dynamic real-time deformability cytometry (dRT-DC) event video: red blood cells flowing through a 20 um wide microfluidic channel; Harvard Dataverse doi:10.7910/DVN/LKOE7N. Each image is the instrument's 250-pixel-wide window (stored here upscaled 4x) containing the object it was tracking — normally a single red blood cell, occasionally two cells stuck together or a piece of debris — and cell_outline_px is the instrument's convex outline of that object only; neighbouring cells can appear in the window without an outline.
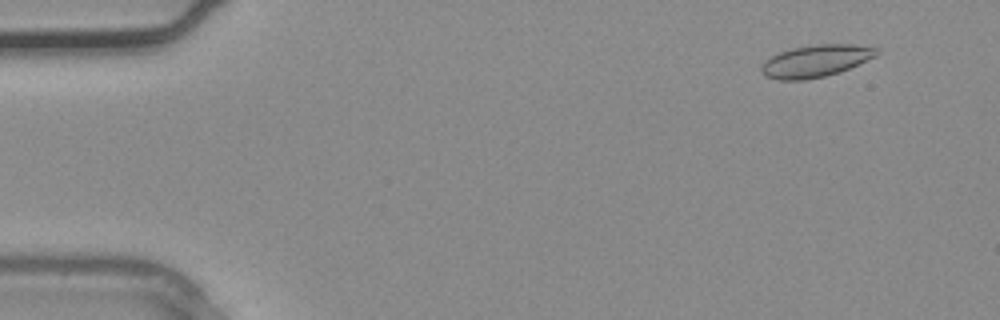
{"species": "common noctule bat (a hibernating species)", "species_latin": "Nyctalus noctula", "temperature_condition": "warm", "stored_images_in_passage": 3, "camera_frame_rate_fps": 3000, "um_per_image_px": 0.085, "animal": {"sex": "male", "body_mass_g": 20.4}, "frame": {"image": 1, "passage_image": 1, "time_ms": 0.0, "image_size_px": [1000, 320], "cell_outline_px": [[880, 52], [876, 56], [840, 72], [824, 76], [804, 80], [776, 80], [764, 76], [760, 68], [772, 56], [780, 52], [792, 48], [812, 44], [852, 44], [880, 48]], "centroid_in_image_um": [69.36, 5.18], "position_along_channel_um": 15.6, "area_um2": 21.56}}
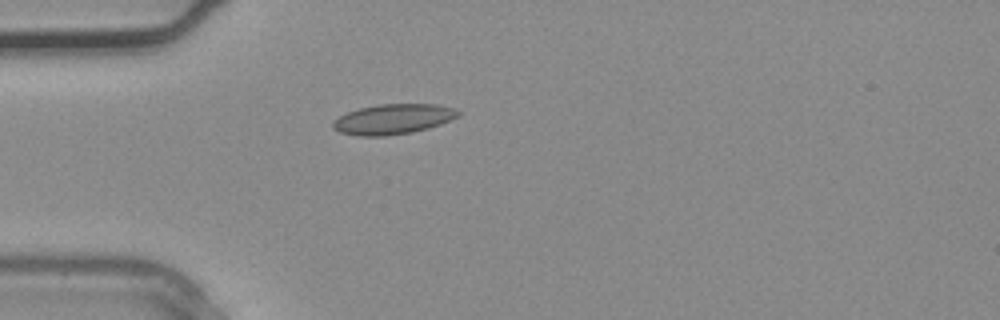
{"frame": {"image": 2, "passage_image": 3, "time_ms": 0.667, "image_size_px": [1000, 320], "cell_outline_px": [[460, 116], [440, 124], [428, 128], [412, 132], [384, 136], [356, 136], [340, 132], [332, 128], [332, 120], [348, 112], [360, 108], [380, 104], [436, 104], [456, 108], [460, 112]], "centroid_in_image_um": [33.41, 10.13], "position_along_channel_um": 51.6, "area_um2": 22.08}}